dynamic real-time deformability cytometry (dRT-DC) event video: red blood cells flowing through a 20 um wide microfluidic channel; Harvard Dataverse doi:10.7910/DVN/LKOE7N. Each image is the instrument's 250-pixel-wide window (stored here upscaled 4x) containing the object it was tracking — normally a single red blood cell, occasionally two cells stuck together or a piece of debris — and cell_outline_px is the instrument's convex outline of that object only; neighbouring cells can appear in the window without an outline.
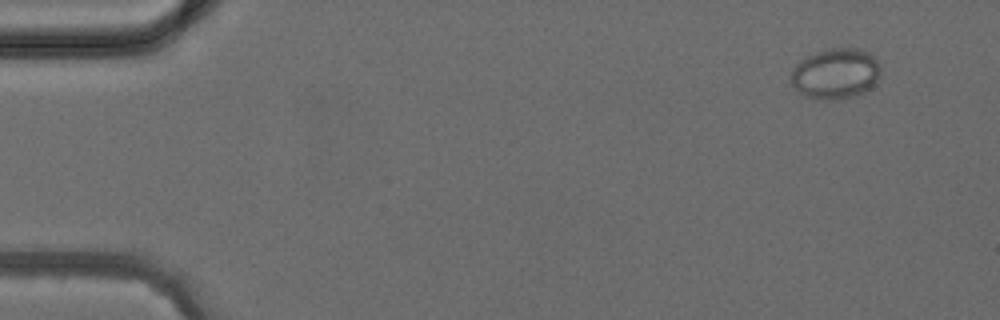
{"species": "common noctule bat (a hibernating species)", "species_latin": "Nyctalus noctula", "temperature_condition": "cold", "stored_images_in_passage": 3, "camera_frame_rate_fps": 3000, "um_per_image_px": 0.085, "animal": {"sex": "female", "body_mass_g": 24.6, "forearm_length_mm": 56.2}, "frame": {"image": 1, "passage_image": 1, "time_ms": 0.0, "image_size_px": [1000, 320], "cell_outline_px": [[880, 68], [876, 80], [864, 92], [856, 96], [828, 100], [820, 100], [804, 96], [792, 84], [792, 68], [800, 60], [816, 52], [828, 48], [860, 48], [868, 52], [880, 64]], "centroid_in_image_um": [71.01, 6.25], "position_along_channel_um": 14.0, "area_um2": 26.24}}